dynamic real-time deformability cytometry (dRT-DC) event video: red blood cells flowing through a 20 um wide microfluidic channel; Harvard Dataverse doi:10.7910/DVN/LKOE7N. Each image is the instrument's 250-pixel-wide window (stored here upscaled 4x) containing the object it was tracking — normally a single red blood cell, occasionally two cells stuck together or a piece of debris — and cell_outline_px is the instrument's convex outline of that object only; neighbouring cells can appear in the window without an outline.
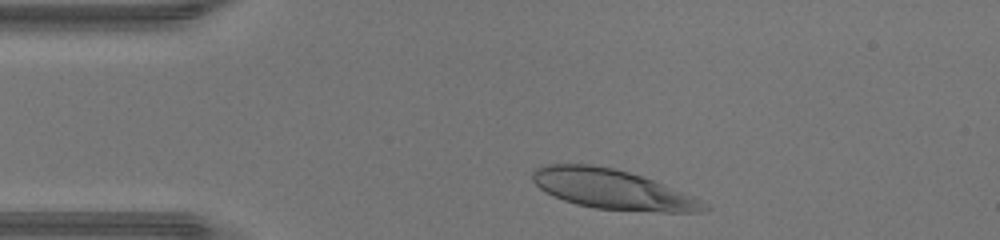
{"species": "human", "species_latin": "Homo sapiens", "temperature_condition": "warm", "stored_images_in_passage": 32, "camera_frame_rate_fps": 3000, "um_per_image_px": 0.085, "donor": {"sex": "male"}, "frame": {"image": 1, "passage_image": 3, "time_ms": 0.667, "image_size_px": [1000, 240], "cell_outline_px": [[708, 208], [700, 212], [660, 212], [596, 208], [576, 204], [552, 196], [540, 188], [532, 180], [532, 172], [536, 168], [548, 164], [592, 164], [616, 168], [644, 176], [696, 196]], "centroid_in_image_um": [52.07, 16.08], "position_along_channel_um": 32.9, "area_um2": 39.82}}
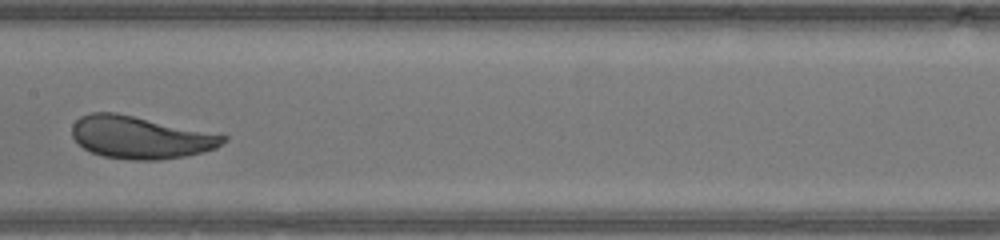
{"frame": {"image": 2, "passage_image": 17, "time_ms": 5.333, "image_size_px": [1000, 240], "cell_outline_px": [[228, 140], [216, 148], [204, 152], [184, 156], [160, 160], [128, 160], [104, 156], [92, 152], [84, 148], [72, 136], [72, 124], [80, 116], [92, 112], [116, 112], [228, 136]], "centroid_in_image_um": [11.93, 11.68], "position_along_channel_um": 195.5, "area_um2": 37.28}}
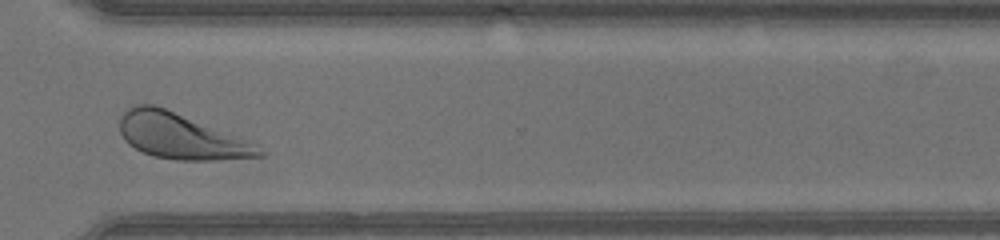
{"frame": {"image": 3, "passage_image": 28, "time_ms": 9.0, "image_size_px": [1000, 240], "cell_outline_px": [[268, 152], [264, 156], [216, 160], [176, 160], [156, 156], [144, 152], [128, 144], [124, 140], [120, 132], [120, 116], [132, 104], [156, 104], [240, 136], [260, 144]], "centroid_in_image_um": [15.45, 11.57], "position_along_channel_um": 355.2, "area_um2": 37.63}, "authors_computed_cell_mechanics": {"area_um2": 37.6856, "velocity_mm_per_s": 4.3685, "shape_relaxation_time_tau1_ms": 2.4579, "shape_relaxation_time_tau2_ms": null, "deformation_change_tau1": 0.157, "deformation_change_tau2": null}}